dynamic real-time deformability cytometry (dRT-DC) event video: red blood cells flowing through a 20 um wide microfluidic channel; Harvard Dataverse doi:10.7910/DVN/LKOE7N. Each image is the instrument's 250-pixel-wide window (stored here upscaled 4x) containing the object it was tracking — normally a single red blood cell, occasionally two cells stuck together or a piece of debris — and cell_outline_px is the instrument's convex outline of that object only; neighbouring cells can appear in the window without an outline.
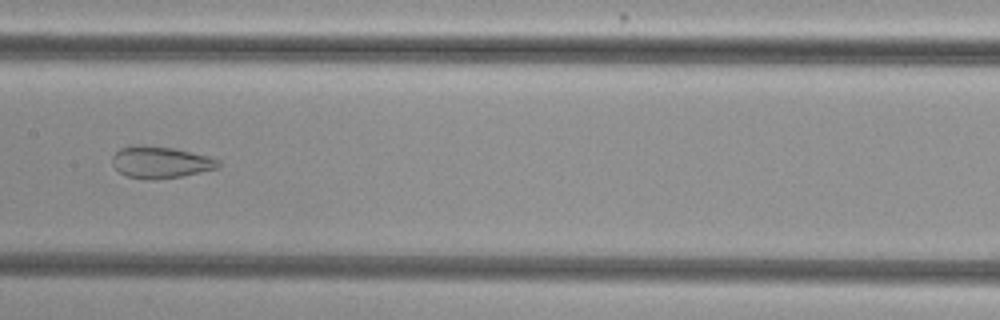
{"species": "common noctule bat (a hibernating species)", "species_latin": "Nyctalus noctula", "temperature_condition": "cold", "stored_images_in_passage": 39, "camera_frame_rate_fps": 3000, "um_per_image_px": 0.085, "animal": {"sex": "female", "body_mass_g": 29.2, "forearm_length_mm": 56.3}, "frame": {"image": 1, "passage_image": 13, "time_ms": 4.0, "image_size_px": [1000, 320], "cell_outline_px": [[220, 168], [180, 176], [152, 180], [144, 180], [128, 176], [120, 172], [112, 164], [112, 156], [120, 148], [132, 144], [144, 144], [172, 148], [208, 156], [220, 160]], "centroid_in_image_um": [13.62, 13.78], "position_along_channel_um": 193.8, "area_um2": 19.77}}
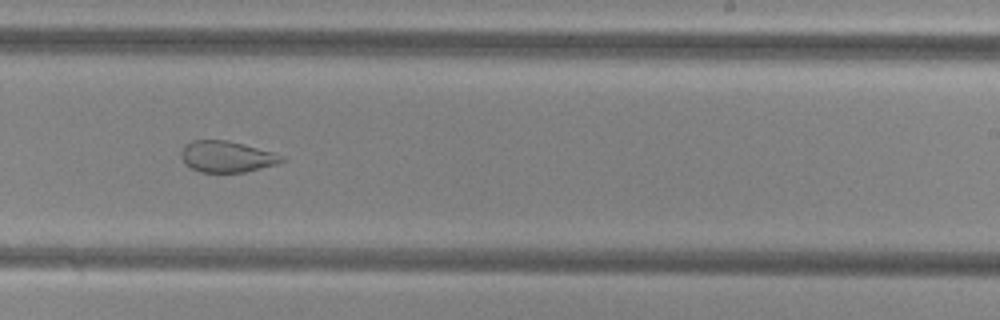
{"frame": {"image": 2, "passage_image": 19, "time_ms": 6.0, "image_size_px": [1000, 320], "cell_outline_px": [[288, 160], [276, 164], [244, 172], [200, 172], [192, 168], [180, 156], [180, 152], [192, 140], [228, 140], [272, 152], [284, 156]], "centroid_in_image_um": [19.31, 13.31], "position_along_channel_um": 269.7, "area_um2": 18.03}}
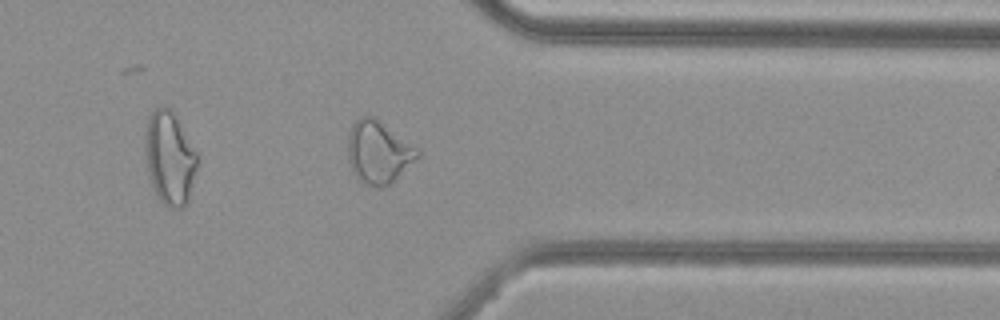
{"frame": {"image": 3, "passage_image": 28, "time_ms": 9.0, "image_size_px": [1000, 320], "cell_outline_px": [[420, 156], [388, 184], [380, 188], [364, 184], [356, 176], [348, 160], [348, 132], [352, 124], [360, 116], [376, 116], [420, 152]], "centroid_in_image_um": [32.12, 12.9], "position_along_channel_um": 379.3, "area_um2": 25.03}, "authors_computed_cell_mechanics": {"area_um2": 22.8888, "velocity_mm_per_s": 3.8138, "shape_relaxation_time_tau1_ms": null, "shape_relaxation_time_tau2_ms": 1.6121, "deformation_change_tau1": null, "deformation_change_tau2": 0.0888}}